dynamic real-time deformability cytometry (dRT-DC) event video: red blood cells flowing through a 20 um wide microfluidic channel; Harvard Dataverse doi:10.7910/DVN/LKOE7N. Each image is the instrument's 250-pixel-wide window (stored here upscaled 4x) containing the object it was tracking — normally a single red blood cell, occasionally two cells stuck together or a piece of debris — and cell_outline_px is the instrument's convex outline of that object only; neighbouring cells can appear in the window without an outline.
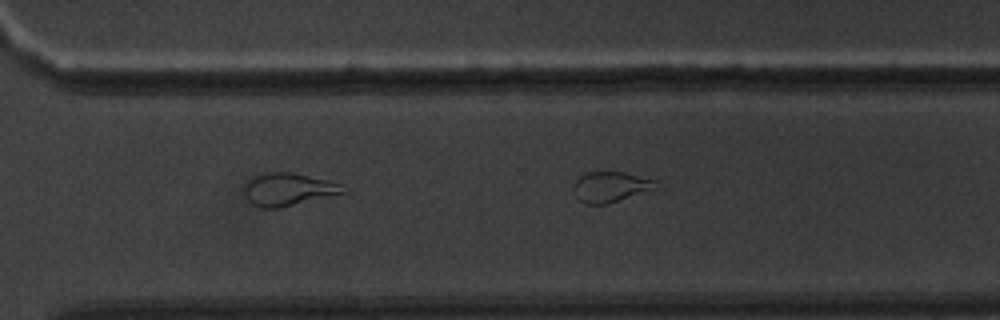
{"species": "common noctule bat (a hibernating species)", "species_latin": "Nyctalus noctula", "temperature_condition": "warm", "stored_images_in_passage": 19, "camera_frame_rate_fps": 3000, "um_per_image_px": 0.085, "animal": {"sex": "male", "body_mass_g": 20.1, "forearm_length_mm": 53.5}, "frame": {"image": 1, "passage_image": 19, "time_ms": 6.0, "image_size_px": [1000, 320], "cell_outline_px": [[656, 188], [648, 192], [608, 204], [588, 204], [580, 200], [576, 196], [572, 188], [572, 184], [580, 176], [588, 172], [624, 172], [656, 180]], "centroid_in_image_um": [51.9, 15.89], "position_along_channel_um": 318.7, "area_um2": 14.74}}